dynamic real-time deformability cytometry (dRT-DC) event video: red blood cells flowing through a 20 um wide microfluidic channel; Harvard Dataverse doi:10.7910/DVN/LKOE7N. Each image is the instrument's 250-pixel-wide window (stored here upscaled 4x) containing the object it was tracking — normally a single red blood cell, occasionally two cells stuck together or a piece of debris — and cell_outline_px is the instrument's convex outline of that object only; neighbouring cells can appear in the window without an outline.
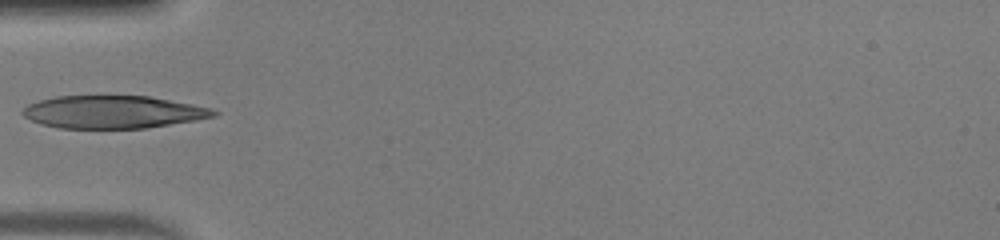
{"species": "human", "species_latin": "Homo sapiens", "temperature_condition": "warm", "stored_images_in_passage": 26, "camera_frame_rate_fps": 3000, "um_per_image_px": 0.085, "donor": {"sex": "male"}, "frame": {"image": 1, "passage_image": 1, "time_ms": 0.0, "image_size_px": [1000, 240], "cell_outline_px": [[220, 112], [216, 116], [196, 120], [144, 128], [60, 128], [44, 124], [32, 120], [24, 116], [20, 112], [28, 104], [40, 100], [56, 96], [148, 96], [192, 104], [212, 108]], "centroid_in_image_um": [9.63, 9.51], "position_along_channel_um": 75.4, "area_um2": 36.18}}
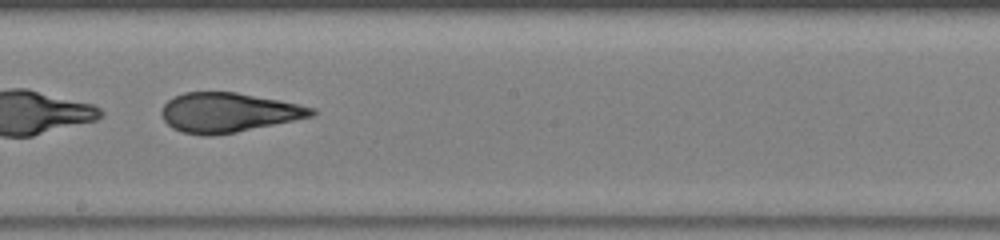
{"frame": {"image": 2, "passage_image": 12, "time_ms": 3.667, "image_size_px": [1000, 240], "cell_outline_px": [[316, 116], [236, 132], [212, 136], [204, 136], [180, 132], [172, 128], [164, 120], [160, 112], [164, 104], [168, 100], [184, 92], [236, 92], [316, 108]], "centroid_in_image_um": [19.39, 9.58], "position_along_channel_um": 228.8, "area_um2": 34.51}}
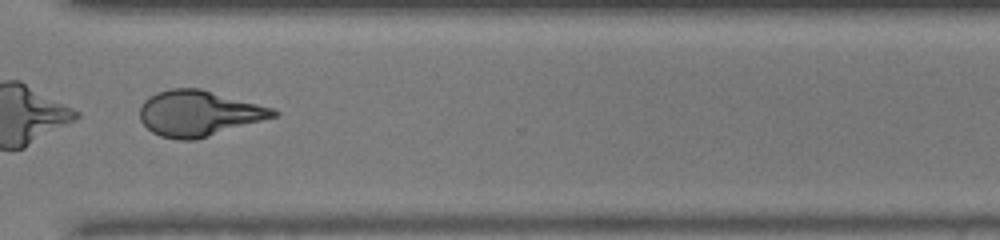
{"frame": {"image": 3, "passage_image": 21, "time_ms": 6.667, "image_size_px": [1000, 240], "cell_outline_px": [[280, 112], [276, 116], [196, 140], [180, 140], [160, 136], [152, 132], [140, 120], [140, 108], [144, 100], [148, 96], [156, 92], [168, 88], [200, 88], [276, 108]], "centroid_in_image_um": [16.89, 9.62], "position_along_channel_um": 353.7, "area_um2": 35.66}}